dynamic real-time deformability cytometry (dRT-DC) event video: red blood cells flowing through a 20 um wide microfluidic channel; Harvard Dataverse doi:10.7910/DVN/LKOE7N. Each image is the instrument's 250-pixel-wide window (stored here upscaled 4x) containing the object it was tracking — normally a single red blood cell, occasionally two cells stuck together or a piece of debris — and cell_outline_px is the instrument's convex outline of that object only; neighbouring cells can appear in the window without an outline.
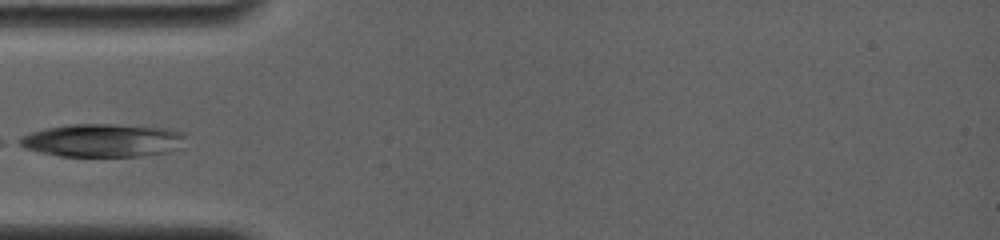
{"species": "common noctule bat (a hibernating species)", "species_latin": "Nyctalus noctula", "temperature_condition": "room temperature", "stored_images_in_passage": 5, "camera_frame_rate_fps": 4000, "um_per_image_px": 0.085, "animal": {"sex": "female", "body_mass_g": 19.0, "forearm_length_mm": 56.7}, "frame": {"image": 1, "passage_image": 1, "time_ms": 0.0, "image_size_px": [1000, 240], "cell_outline_px": [[184, 136], [180, 148], [168, 152], [140, 156], [60, 156], [40, 152], [24, 148], [16, 144], [12, 140], [20, 136], [44, 128], [68, 124], [112, 124], [176, 128], [184, 132]], "centroid_in_image_um": [8.69, 11.92], "position_along_channel_um": 76.3, "area_um2": 32.66}}